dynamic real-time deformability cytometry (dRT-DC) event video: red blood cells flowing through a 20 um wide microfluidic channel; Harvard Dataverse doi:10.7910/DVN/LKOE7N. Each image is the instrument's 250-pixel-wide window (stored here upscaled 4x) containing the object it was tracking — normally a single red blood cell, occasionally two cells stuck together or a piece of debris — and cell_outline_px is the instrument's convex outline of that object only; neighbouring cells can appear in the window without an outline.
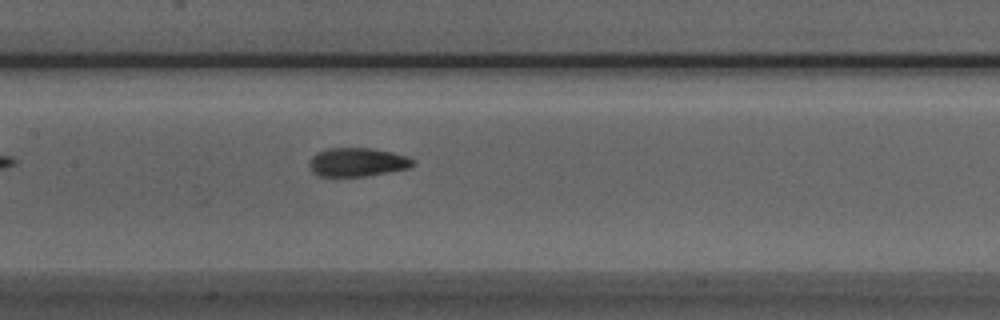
{"species": "Egyptian fruit bat (a non-hibernating species)", "species_latin": "Rousettus aegyptiacus", "temperature_condition": "room temperature", "stored_images_in_passage": 30, "camera_frame_rate_fps": 3000, "um_per_image_px": 0.085, "animal": {"sex": "male"}, "frame": {"image": 1, "passage_image": 9, "time_ms": 2.667, "image_size_px": [1000, 320], "cell_outline_px": [[416, 164], [408, 168], [364, 176], [320, 176], [312, 172], [308, 164], [312, 156], [316, 152], [328, 148], [372, 148], [392, 152], [408, 156], [416, 160]], "centroid_in_image_um": [30.38, 13.77], "position_along_channel_um": 177.0, "area_um2": 17.4}}
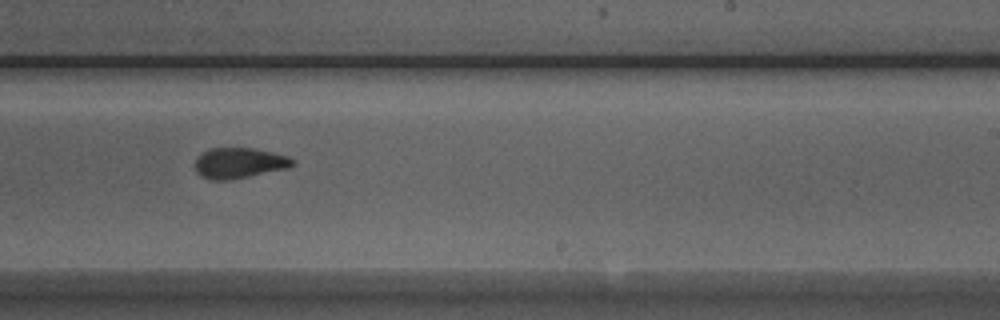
{"frame": {"image": 2, "passage_image": 16, "time_ms": 5.0, "image_size_px": [1000, 320], "cell_outline_px": [[296, 164], [288, 168], [232, 180], [212, 180], [200, 176], [196, 172], [196, 160], [208, 148], [256, 148], [288, 156], [296, 160]], "centroid_in_image_um": [20.38, 13.86], "position_along_channel_um": 268.6, "area_um2": 17.51}}
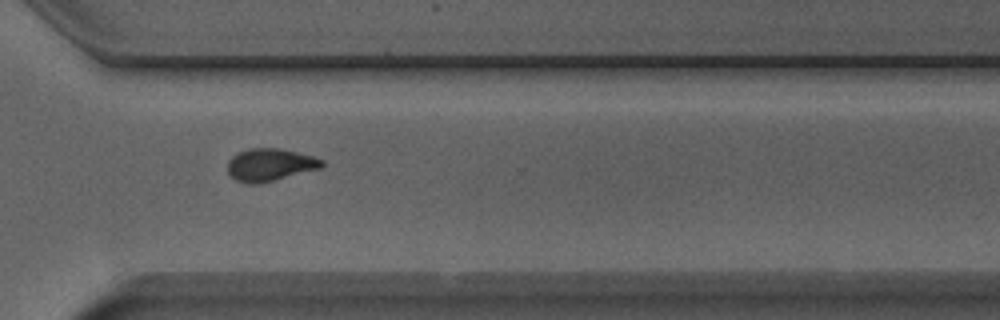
{"frame": {"image": 3, "passage_image": 22, "time_ms": 7.0, "image_size_px": [1000, 320], "cell_outline_px": [[324, 164], [320, 168], [256, 184], [248, 184], [236, 180], [228, 172], [228, 160], [232, 156], [248, 148], [280, 148], [312, 156], [324, 160]], "centroid_in_image_um": [22.93, 13.99], "position_along_channel_um": 347.7, "area_um2": 17.57}}